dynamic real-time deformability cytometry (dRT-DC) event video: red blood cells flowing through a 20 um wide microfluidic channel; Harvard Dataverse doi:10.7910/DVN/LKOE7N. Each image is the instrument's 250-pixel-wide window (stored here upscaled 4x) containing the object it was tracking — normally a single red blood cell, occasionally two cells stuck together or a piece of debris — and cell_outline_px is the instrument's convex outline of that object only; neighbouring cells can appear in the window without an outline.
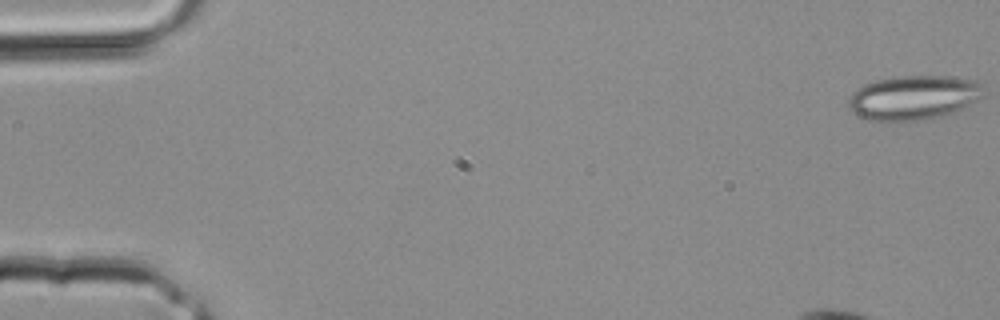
{"species": "common noctule bat (a hibernating species)", "species_latin": "Nyctalus noctula", "temperature_condition": "room temperature", "stored_images_in_passage": 3, "camera_frame_rate_fps": 3000, "um_per_image_px": 0.085, "animal": {"sex": "male", "body_mass_g": 20.4}, "frame": {"image": 1, "passage_image": 1, "time_ms": 0.0, "image_size_px": [1000, 320], "cell_outline_px": [[984, 96], [980, 100], [956, 112], [924, 120], [904, 124], [888, 124], [868, 120], [852, 112], [848, 108], [848, 100], [852, 92], [856, 88], [864, 84], [876, 80], [896, 76], [952, 76], [976, 80], [984, 84]], "centroid_in_image_um": [77.66, 8.34], "position_along_channel_um": 7.3, "area_um2": 36.47}}